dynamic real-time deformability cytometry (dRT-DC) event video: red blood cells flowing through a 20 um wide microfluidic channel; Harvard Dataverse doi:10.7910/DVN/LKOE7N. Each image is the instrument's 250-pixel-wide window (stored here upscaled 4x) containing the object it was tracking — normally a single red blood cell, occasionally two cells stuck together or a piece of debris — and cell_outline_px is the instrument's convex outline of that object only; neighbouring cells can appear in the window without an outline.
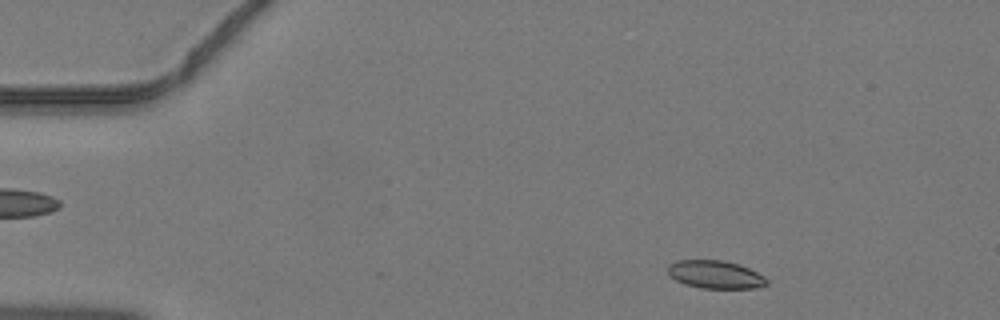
{"species": "common noctule bat (a hibernating species)", "species_latin": "Nyctalus noctula", "temperature_condition": "warm", "stored_images_in_passage": 43, "camera_frame_rate_fps": 3000, "um_per_image_px": 0.085, "animal": {"sex": "male", "body_mass_g": 19.2, "forearm_length_mm": 51.8}, "frame": {"image": 1, "passage_image": 4, "time_ms": 1.0, "image_size_px": [1000, 320], "cell_outline_px": [[768, 284], [756, 288], [700, 288], [684, 284], [668, 276], [668, 264], [676, 260], [720, 260], [740, 264], [764, 276], [768, 280]], "centroid_in_image_um": [60.78, 23.33], "position_along_channel_um": 24.2, "area_um2": 16.24}}
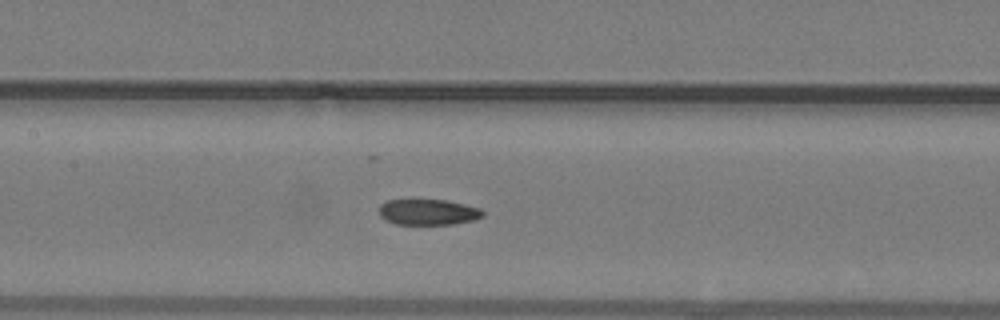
{"frame": {"image": 2, "passage_image": 19, "time_ms": 6.0, "image_size_px": [1000, 320], "cell_outline_px": [[484, 216], [472, 220], [456, 224], [396, 224], [384, 220], [380, 216], [380, 204], [384, 200], [444, 200], [464, 204], [480, 208], [484, 212]], "centroid_in_image_um": [36.38, 18.03], "position_along_channel_um": 171.0, "area_um2": 15.61}}
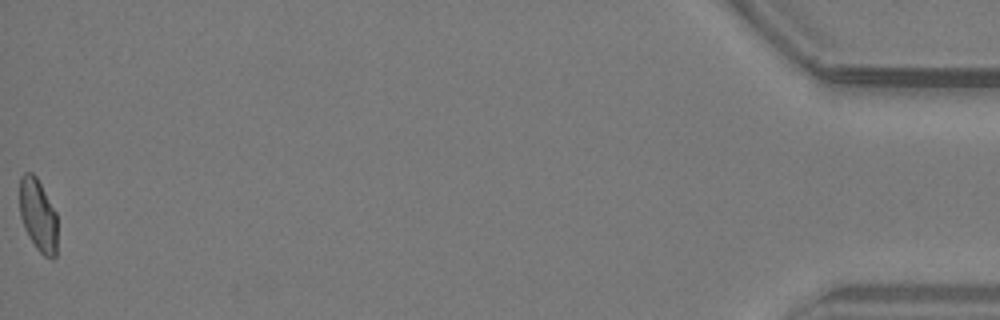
{"frame": {"image": 3, "passage_image": 43, "time_ms": 14.0, "image_size_px": [1000, 320], "cell_outline_px": [[56, 256], [52, 260], [44, 256], [36, 248], [28, 236], [24, 228], [20, 216], [20, 176], [24, 172], [32, 172], [36, 176], [56, 212]], "centroid_in_image_um": [3.22, 18.3], "position_along_channel_um": 432.0, "area_um2": 16.01}}